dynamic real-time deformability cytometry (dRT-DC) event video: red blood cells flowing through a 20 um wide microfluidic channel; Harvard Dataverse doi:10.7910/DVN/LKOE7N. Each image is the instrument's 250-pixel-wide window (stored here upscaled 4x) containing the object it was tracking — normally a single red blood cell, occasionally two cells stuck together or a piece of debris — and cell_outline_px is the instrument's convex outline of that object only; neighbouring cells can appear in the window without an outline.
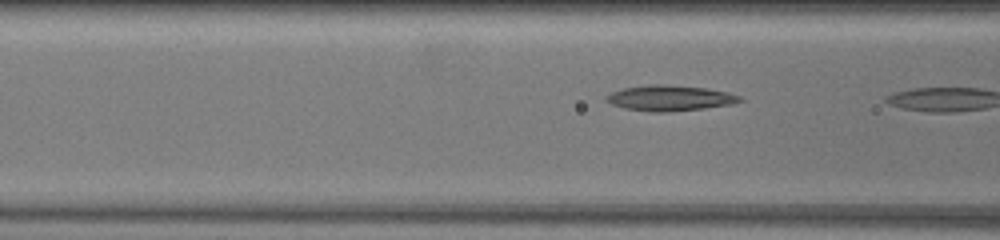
{"species": "common noctule bat (a hibernating species)", "species_latin": "Nyctalus noctula", "temperature_condition": "warm", "stored_images_in_passage": 11, "camera_frame_rate_fps": 3000, "um_per_image_px": 0.085, "animal": {"sex": "female", "body_mass_g": 19.5, "forearm_length_mm": 54.1}, "frame": {"image": 1, "passage_image": 10, "time_ms": 3.0, "image_size_px": [1000, 240], "cell_outline_px": [[744, 100], [732, 104], [668, 112], [648, 112], [624, 108], [612, 104], [604, 100], [604, 96], [612, 92], [624, 88], [648, 84], [664, 84], [704, 88], [728, 92], [740, 96]], "centroid_in_image_um": [56.89, 8.33], "position_along_channel_um": 109.7, "area_um2": 19.83}}